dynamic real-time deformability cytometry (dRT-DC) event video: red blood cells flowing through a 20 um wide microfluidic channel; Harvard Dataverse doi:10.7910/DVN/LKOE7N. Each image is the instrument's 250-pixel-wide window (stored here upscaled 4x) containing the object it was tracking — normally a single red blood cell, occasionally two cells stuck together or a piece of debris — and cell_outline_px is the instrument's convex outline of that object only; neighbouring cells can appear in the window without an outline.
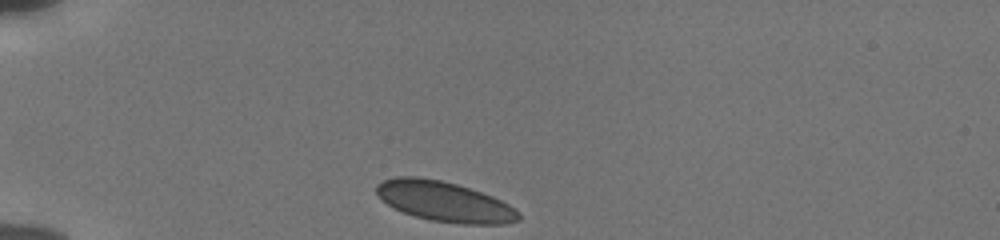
{"species": "human", "species_latin": "Homo sapiens", "temperature_condition": "cold", "stored_images_in_passage": 33, "camera_frame_rate_fps": 3000, "um_per_image_px": 0.085, "donor": {"sex": "male"}, "frame": {"image": 1, "passage_image": 1, "time_ms": 0.0, "image_size_px": [1000, 240], "cell_outline_px": [[520, 220], [504, 224], [464, 224], [432, 220], [416, 216], [404, 212], [388, 204], [376, 192], [376, 184], [384, 180], [396, 176], [416, 176], [440, 180], [456, 184], [492, 196], [508, 204], [520, 212]], "centroid_in_image_um": [37.8, 17.13], "position_along_channel_um": 47.2, "area_um2": 32.83}}
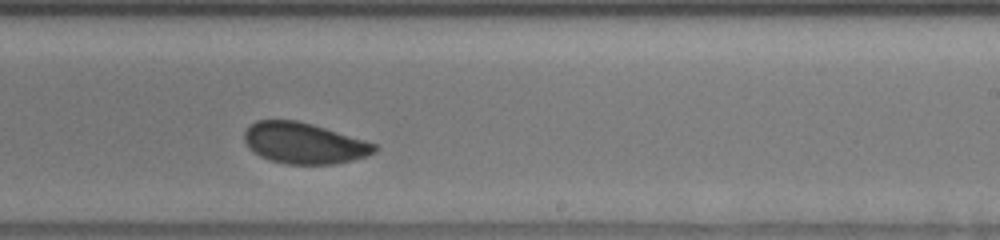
{"frame": {"image": 2, "passage_image": 21, "time_ms": 6.667, "image_size_px": [1000, 240], "cell_outline_px": [[376, 152], [368, 156], [352, 160], [332, 164], [284, 164], [268, 160], [260, 156], [248, 148], [244, 140], [244, 132], [256, 120], [296, 120], [312, 124], [364, 140], [376, 144]], "centroid_in_image_um": [25.82, 12.18], "position_along_channel_um": 263.2, "area_um2": 31.04}}
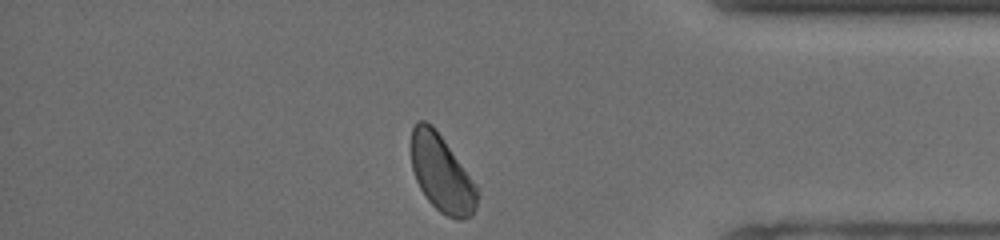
{"frame": {"image": 3, "passage_image": 33, "time_ms": 10.667, "image_size_px": [1000, 240], "cell_outline_px": [[480, 196], [476, 208], [472, 216], [464, 220], [456, 220], [440, 212], [428, 200], [420, 188], [416, 180], [412, 168], [412, 128], [416, 120], [424, 120], [432, 124], [476, 184]], "centroid_in_image_um": [37.57, 14.78], "position_along_channel_um": 397.6, "area_um2": 29.65}}